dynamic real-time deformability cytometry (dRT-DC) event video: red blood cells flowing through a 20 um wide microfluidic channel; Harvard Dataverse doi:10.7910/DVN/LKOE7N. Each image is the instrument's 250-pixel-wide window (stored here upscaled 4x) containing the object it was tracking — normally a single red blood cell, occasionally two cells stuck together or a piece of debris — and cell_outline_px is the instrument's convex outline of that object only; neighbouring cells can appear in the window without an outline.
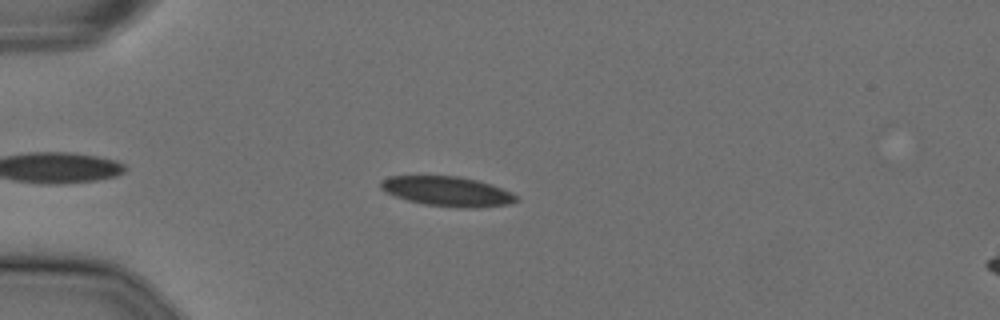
{"species": "Egyptian fruit bat (a non-hibernating species)", "species_latin": "Rousettus aegyptiacus", "temperature_condition": "cold", "stored_images_in_passage": 43, "camera_frame_rate_fps": 3000, "um_per_image_px": 0.085, "animal": {"sex": "female"}, "frame": {"image": 1, "passage_image": 8, "time_ms": 2.333, "image_size_px": [1000, 320], "cell_outline_px": [[516, 200], [512, 204], [476, 208], [460, 208], [424, 204], [408, 200], [396, 196], [380, 188], [380, 184], [388, 176], [456, 176], [476, 180], [512, 192], [516, 196]], "centroid_in_image_um": [38.04, 16.27], "position_along_channel_um": 47.0, "area_um2": 23.18}}
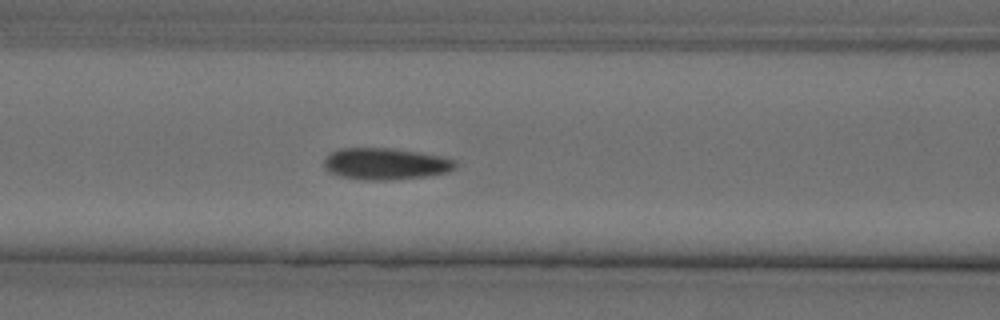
{"frame": {"image": 2, "passage_image": 17, "time_ms": 5.333, "image_size_px": [1000, 320], "cell_outline_px": [[456, 168], [448, 172], [424, 176], [388, 180], [364, 180], [340, 176], [328, 172], [324, 168], [324, 160], [332, 152], [340, 148], [396, 148], [440, 156], [456, 160]], "centroid_in_image_um": [32.76, 13.92], "position_along_channel_um": 133.8, "area_um2": 24.22}}
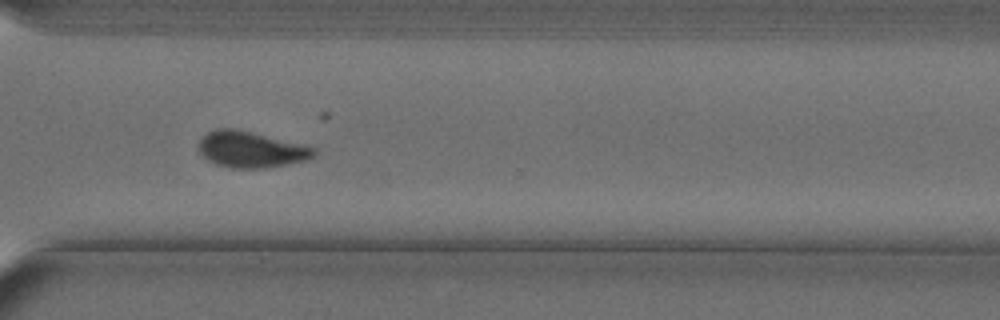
{"frame": {"image": 3, "passage_image": 35, "time_ms": 11.333, "image_size_px": [1000, 320], "cell_outline_px": [[316, 156], [308, 160], [288, 164], [264, 168], [232, 168], [216, 164], [208, 160], [200, 152], [200, 140], [208, 132], [216, 128], [236, 128], [316, 148]], "centroid_in_image_um": [21.36, 12.71], "position_along_channel_um": 349.2, "area_um2": 24.1}, "authors_computed_cell_mechanics": {"area_um2": 23.987, "velocity_mm_per_s": 3.6027, "shape_relaxation_time_tau1_ms": 7.1098, "shape_relaxation_time_tau2_ms": 5.1506, "deformation_change_tau1": 0.1604, "deformation_change_tau2": 0.0711}}